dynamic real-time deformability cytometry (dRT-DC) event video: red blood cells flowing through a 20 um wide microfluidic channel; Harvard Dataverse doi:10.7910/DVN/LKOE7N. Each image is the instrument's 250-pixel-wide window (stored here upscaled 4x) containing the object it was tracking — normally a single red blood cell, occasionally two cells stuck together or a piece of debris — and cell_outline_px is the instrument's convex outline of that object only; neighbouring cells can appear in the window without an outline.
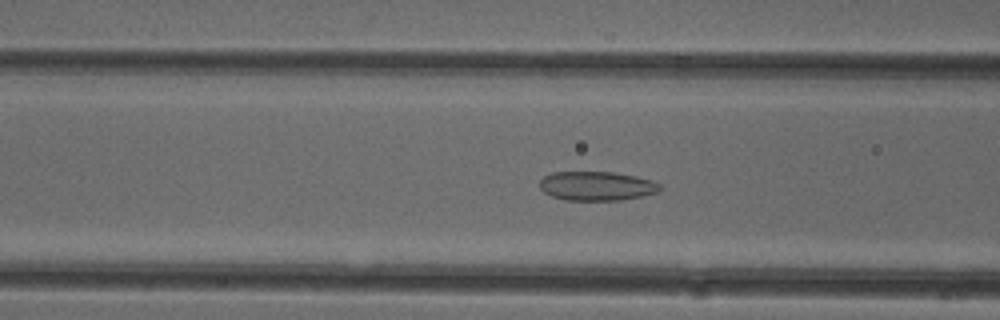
{"species": "common noctule bat (a hibernating species)", "species_latin": "Nyctalus noctula", "temperature_condition": "cold", "stored_images_in_passage": 51, "camera_frame_rate_fps": 3000, "um_per_image_px": 0.085, "animal": {"sex": "female"}, "frame": {"image": 1, "passage_image": 20, "time_ms": 6.333, "image_size_px": [1000, 320], "cell_outline_px": [[664, 188], [656, 192], [640, 196], [620, 200], [564, 200], [552, 196], [544, 192], [540, 188], [540, 180], [544, 176], [552, 172], [612, 172], [636, 176], [652, 180], [660, 184]], "centroid_in_image_um": [50.72, 15.8], "position_along_channel_um": 115.9, "area_um2": 20.4}}
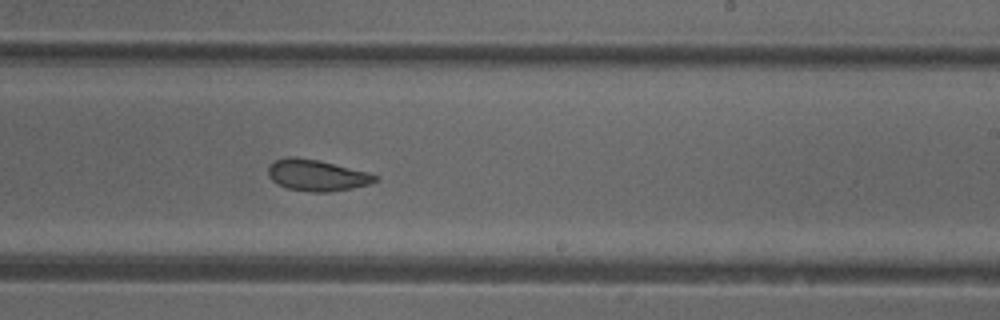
{"frame": {"image": 2, "passage_image": 31, "time_ms": 10.0, "image_size_px": [1000, 320], "cell_outline_px": [[380, 180], [368, 184], [352, 188], [328, 192], [312, 192], [288, 188], [276, 184], [268, 176], [268, 168], [276, 160], [288, 156], [296, 156], [320, 160], [368, 172], [380, 176]], "centroid_in_image_um": [26.95, 14.89], "position_along_channel_um": 262.0, "area_um2": 19.65}}
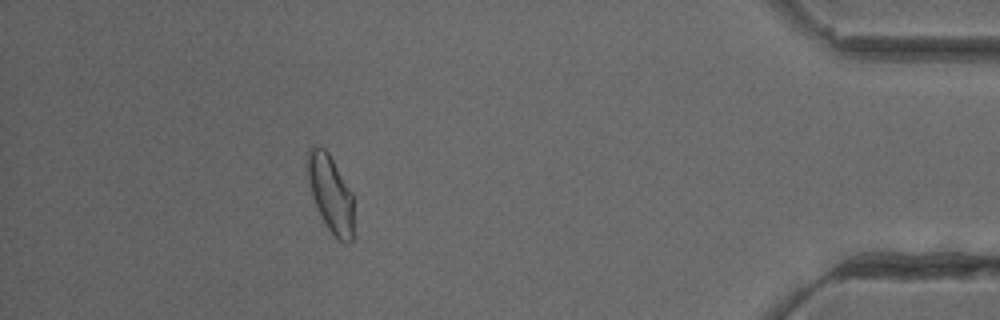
{"frame": {"image": 3, "passage_image": 46, "time_ms": 15.0, "image_size_px": [1000, 320], "cell_outline_px": [[352, 240], [348, 244], [344, 244], [324, 224], [312, 196], [308, 184], [304, 164], [308, 148], [324, 148], [328, 152], [352, 192]], "centroid_in_image_um": [28.05, 16.42], "position_along_channel_um": 407.2, "area_um2": 20.81}, "authors_computed_cell_mechanics": {"area_um2": 20.808, "velocity_mm_per_s": 3.9946, "shape_relaxation_time_tau1_ms": null, "shape_relaxation_time_tau2_ms": 2.1281, "deformation_change_tau1": null, "deformation_change_tau2": 0.0881}}